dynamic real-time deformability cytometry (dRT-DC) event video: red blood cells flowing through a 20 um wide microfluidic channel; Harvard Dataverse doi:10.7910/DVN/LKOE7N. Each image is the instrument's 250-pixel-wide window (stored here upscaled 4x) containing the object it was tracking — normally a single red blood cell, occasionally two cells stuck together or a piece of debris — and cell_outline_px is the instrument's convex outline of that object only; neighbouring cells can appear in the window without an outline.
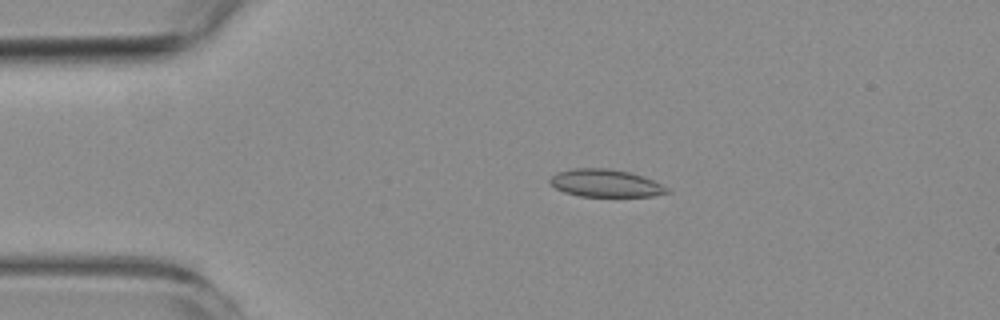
{"species": "common noctule bat (a hibernating species)", "species_latin": "Nyctalus noctula", "temperature_condition": "room temperature", "stored_images_in_passage": 5, "camera_frame_rate_fps": 3000, "um_per_image_px": 0.085, "animal": {"sex": "female", "body_mass_g": 19.3, "forearm_length_mm": 54.1}, "frame": {"image": 1, "passage_image": 4, "time_ms": 3.333, "image_size_px": [1000, 320], "cell_outline_px": [[672, 192], [652, 196], [580, 196], [564, 192], [556, 188], [548, 180], [556, 172], [572, 168], [608, 168], [628, 172], [644, 176], [668, 188]], "centroid_in_image_um": [51.46, 15.56], "position_along_channel_um": 33.5, "area_um2": 18.79}}